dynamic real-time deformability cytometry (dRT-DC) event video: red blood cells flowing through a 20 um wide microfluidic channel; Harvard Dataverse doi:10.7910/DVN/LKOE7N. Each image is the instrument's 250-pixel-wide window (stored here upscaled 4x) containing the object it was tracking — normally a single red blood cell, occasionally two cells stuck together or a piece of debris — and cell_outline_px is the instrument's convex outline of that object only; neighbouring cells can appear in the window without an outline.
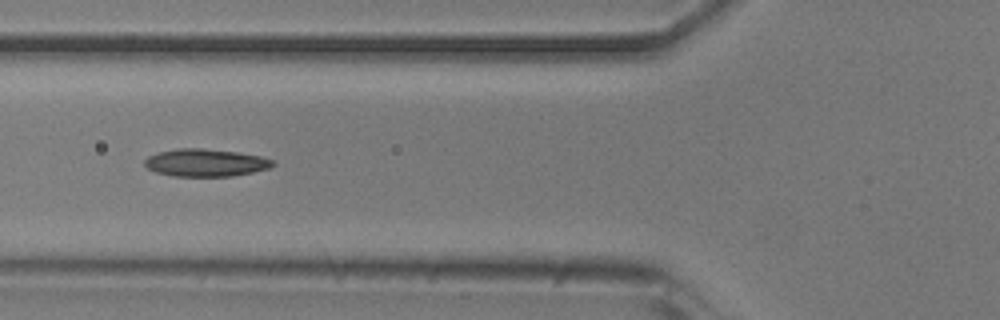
{"species": "common noctule bat (a hibernating species)", "species_latin": "Nyctalus noctula", "temperature_condition": "room temperature", "stored_images_in_passage": 6, "camera_frame_rate_fps": 3000, "um_per_image_px": 0.085, "animal": {"sex": "male", "body_mass_g": 20.5, "forearm_length_mm": 52.5}, "frame": {"image": 1, "passage_image": 3, "time_ms": 0.667, "image_size_px": [1000, 320], "cell_outline_px": [[276, 164], [268, 168], [252, 172], [232, 176], [172, 176], [156, 172], [148, 168], [144, 164], [144, 160], [148, 156], [160, 152], [176, 148], [200, 148], [236, 152], [260, 156], [272, 160]], "centroid_in_image_um": [17.45, 13.83], "position_along_channel_um": 108.4, "area_um2": 20.4}}
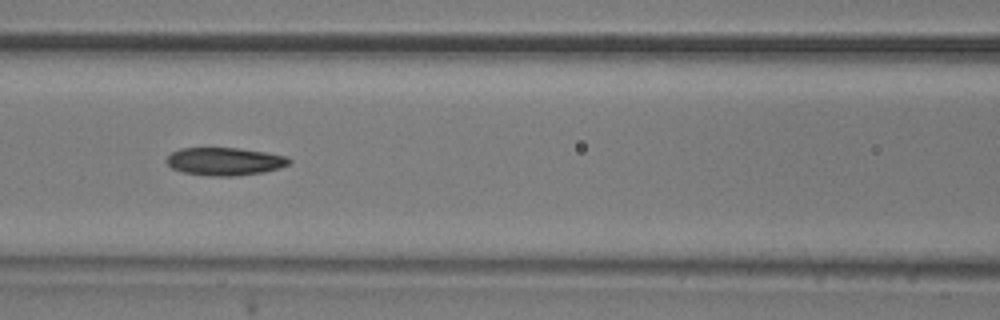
{"frame": {"image": 2, "passage_image": 4, "time_ms": 1.0, "image_size_px": [1000, 320], "cell_outline_px": [[292, 160], [288, 164], [264, 172], [236, 176], [208, 176], [184, 172], [172, 168], [164, 160], [172, 152], [180, 148], [240, 148], [288, 156]], "centroid_in_image_um": [19.08, 13.72], "position_along_channel_um": 147.5, "area_um2": 19.88}}
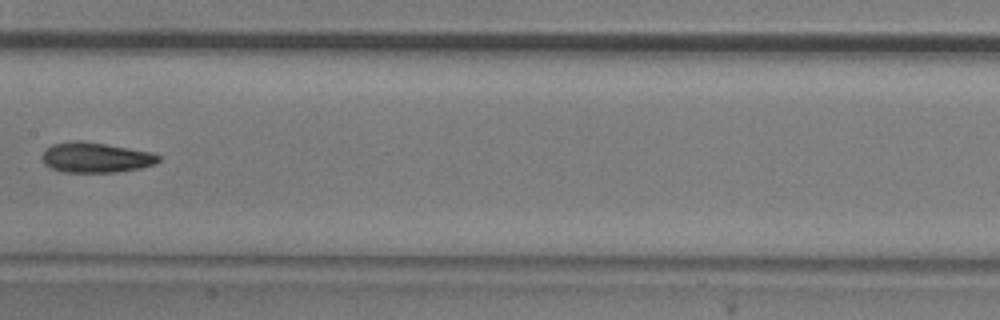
{"frame": {"image": 3, "passage_image": 5, "time_ms": 1.333, "image_size_px": [1000, 320], "cell_outline_px": [[160, 160], [156, 164], [140, 168], [116, 172], [64, 172], [52, 168], [44, 164], [40, 156], [52, 144], [72, 140], [80, 140], [152, 152], [160, 156]], "centroid_in_image_um": [8.13, 13.39], "position_along_channel_um": 199.3, "area_um2": 20.46}}